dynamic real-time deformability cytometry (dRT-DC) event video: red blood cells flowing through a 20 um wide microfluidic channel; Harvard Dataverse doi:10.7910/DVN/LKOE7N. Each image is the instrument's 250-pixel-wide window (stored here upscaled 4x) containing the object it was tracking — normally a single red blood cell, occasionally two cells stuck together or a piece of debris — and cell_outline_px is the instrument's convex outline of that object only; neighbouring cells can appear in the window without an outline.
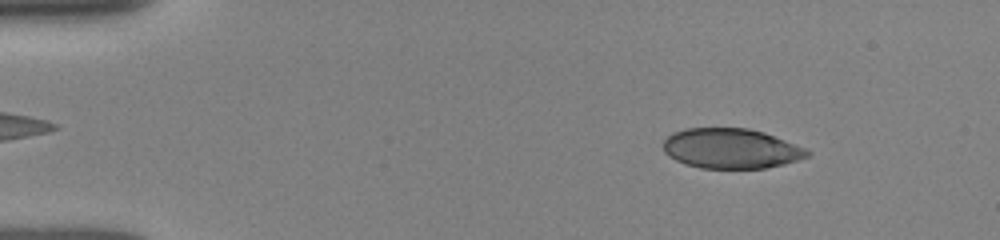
{"species": "human", "species_latin": "Homo sapiens", "temperature_condition": "room temperature", "stored_images_in_passage": 6, "camera_frame_rate_fps": 3000, "um_per_image_px": 0.085, "donor": {"sex": "female"}, "frame": {"image": 1, "passage_image": 2, "time_ms": 0.333, "image_size_px": [1000, 240], "cell_outline_px": [[812, 152], [808, 156], [784, 164], [764, 168], [700, 168], [684, 164], [668, 156], [664, 152], [664, 140], [672, 132], [684, 128], [748, 128], [764, 132], [804, 148]], "centroid_in_image_um": [62.1, 12.62], "position_along_channel_um": 22.9, "area_um2": 33.52}}
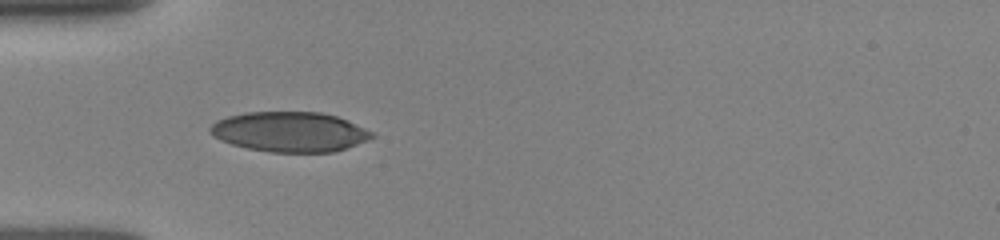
{"frame": {"image": 2, "passage_image": 5, "time_ms": 1.333, "image_size_px": [1000, 240], "cell_outline_px": [[376, 136], [368, 140], [332, 152], [272, 152], [248, 148], [232, 144], [220, 140], [212, 136], [208, 132], [208, 128], [216, 120], [228, 116], [244, 112], [320, 112], [336, 116], [348, 120], [372, 132]], "centroid_in_image_um": [24.58, 11.2], "position_along_channel_um": 60.4, "area_um2": 37.69}}
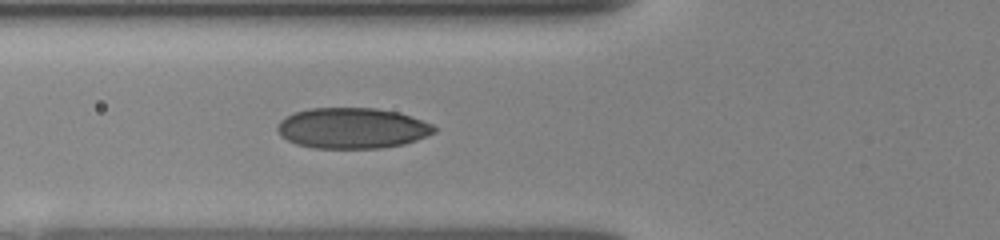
{"frame": {"image": 3, "passage_image": 6, "time_ms": 1.667, "image_size_px": [1000, 240], "cell_outline_px": [[436, 132], [428, 136], [404, 144], [380, 148], [312, 148], [296, 144], [280, 136], [276, 128], [280, 120], [284, 116], [308, 108], [376, 108], [400, 112], [432, 124], [436, 128]], "centroid_in_image_um": [29.93, 10.89], "position_along_channel_um": 95.9, "area_um2": 37.45}}